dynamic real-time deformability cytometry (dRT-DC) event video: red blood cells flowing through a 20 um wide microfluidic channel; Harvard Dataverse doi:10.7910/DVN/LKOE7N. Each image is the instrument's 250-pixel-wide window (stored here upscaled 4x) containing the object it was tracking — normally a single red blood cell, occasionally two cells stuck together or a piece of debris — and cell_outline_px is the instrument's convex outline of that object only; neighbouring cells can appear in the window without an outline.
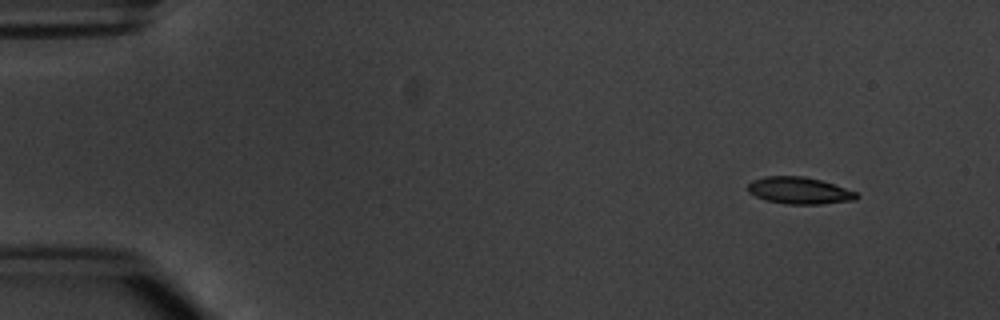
{"species": "common noctule bat (a hibernating species)", "species_latin": "Nyctalus noctula", "temperature_condition": "warm", "stored_images_in_passage": 4, "camera_frame_rate_fps": 3000, "um_per_image_px": 0.085, "animal": {"sex": "male", "body_mass_g": 20.1, "forearm_length_mm": 53.5}, "frame": {"image": 1, "passage_image": 1, "time_ms": 0.0, "image_size_px": [1000, 320], "cell_outline_px": [[860, 196], [856, 200], [820, 204], [788, 204], [764, 200], [748, 192], [748, 184], [752, 180], [764, 176], [804, 176], [820, 180], [856, 192]], "centroid_in_image_um": [67.92, 16.2], "position_along_channel_um": 17.1, "area_um2": 16.99}}
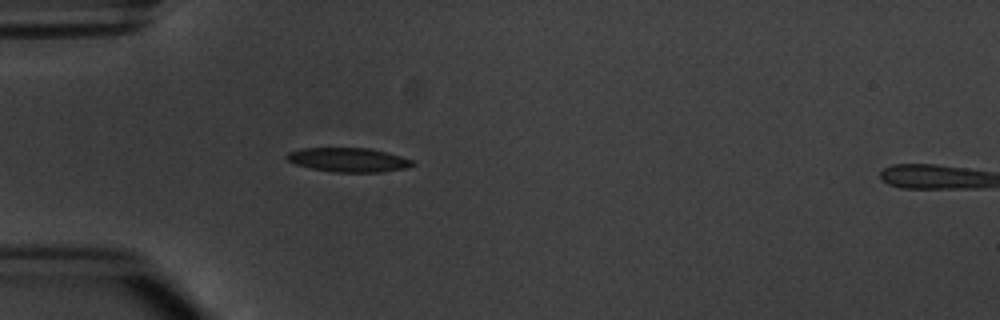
{"frame": {"image": 2, "passage_image": 4, "time_ms": 3.667, "image_size_px": [1000, 320], "cell_outline_px": [[416, 164], [408, 168], [380, 172], [332, 172], [312, 168], [296, 164], [288, 160], [284, 156], [288, 152], [304, 148], [368, 148], [388, 152], [412, 160]], "centroid_in_image_um": [29.64, 13.59], "position_along_channel_um": 55.4, "area_um2": 17.69}}